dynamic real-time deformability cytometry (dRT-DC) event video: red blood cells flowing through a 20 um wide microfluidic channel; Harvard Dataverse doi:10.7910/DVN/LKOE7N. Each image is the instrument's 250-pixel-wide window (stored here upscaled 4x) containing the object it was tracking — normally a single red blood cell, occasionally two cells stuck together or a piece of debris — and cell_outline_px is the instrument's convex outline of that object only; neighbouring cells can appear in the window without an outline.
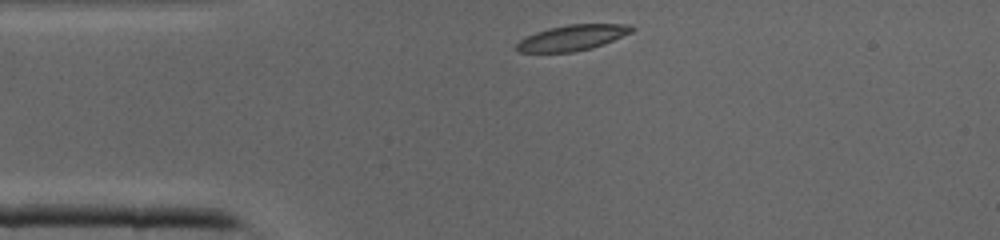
{"species": "common noctule bat (a hibernating species)", "species_latin": "Nyctalus noctula", "temperature_condition": "cold", "stored_images_in_passage": 27, "camera_frame_rate_fps": 3000, "um_per_image_px": 0.085, "animal": {"sex": "male", "body_mass_g": 19.0, "forearm_length_mm": 50.8}, "frame": {"image": 1, "passage_image": 1, "time_ms": 0.0, "image_size_px": [1000, 240], "cell_outline_px": [[636, 28], [632, 32], [604, 44], [592, 48], [572, 52], [520, 52], [516, 48], [516, 44], [520, 40], [536, 32], [548, 28], [568, 24], [632, 24]], "centroid_in_image_um": [48.69, 3.19], "position_along_channel_um": 36.3, "area_um2": 17.17}}
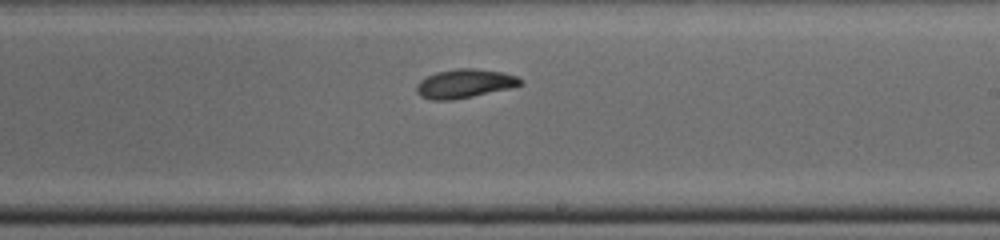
{"frame": {"image": 2, "passage_image": 16, "time_ms": 5.0, "image_size_px": [1000, 240], "cell_outline_px": [[524, 84], [508, 88], [472, 96], [452, 100], [432, 100], [420, 96], [416, 92], [416, 84], [420, 80], [436, 72], [456, 68], [476, 68], [504, 72], [516, 76], [524, 80]], "centroid_in_image_um": [39.49, 7.09], "position_along_channel_um": 249.5, "area_um2": 17.51}}
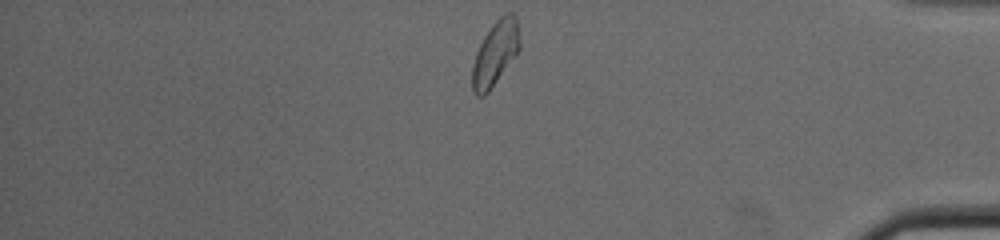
{"frame": {"image": 3, "passage_image": 27, "time_ms": 8.667, "image_size_px": [1000, 240], "cell_outline_px": [[520, 48], [488, 92], [484, 96], [476, 96], [472, 92], [472, 64], [476, 52], [484, 36], [492, 24], [504, 12], [512, 12], [516, 16], [520, 40]], "centroid_in_image_um": [42.08, 4.51], "position_along_channel_um": 393.1, "area_um2": 17.74}}